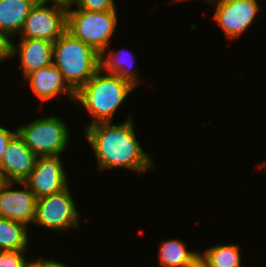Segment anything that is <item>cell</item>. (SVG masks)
<instances>
[{"mask_svg": "<svg viewBox=\"0 0 266 267\" xmlns=\"http://www.w3.org/2000/svg\"><path fill=\"white\" fill-rule=\"evenodd\" d=\"M24 143L38 157L62 156L70 141L67 123L56 115L37 118L16 128Z\"/></svg>", "mask_w": 266, "mask_h": 267, "instance_id": "4", "label": "cell"}, {"mask_svg": "<svg viewBox=\"0 0 266 267\" xmlns=\"http://www.w3.org/2000/svg\"><path fill=\"white\" fill-rule=\"evenodd\" d=\"M62 156L38 157L35 167L23 181L36 199L62 191L68 187V176Z\"/></svg>", "mask_w": 266, "mask_h": 267, "instance_id": "9", "label": "cell"}, {"mask_svg": "<svg viewBox=\"0 0 266 267\" xmlns=\"http://www.w3.org/2000/svg\"><path fill=\"white\" fill-rule=\"evenodd\" d=\"M158 252L163 267H190L199 258V252L188 250L185 242L177 238L161 242Z\"/></svg>", "mask_w": 266, "mask_h": 267, "instance_id": "16", "label": "cell"}, {"mask_svg": "<svg viewBox=\"0 0 266 267\" xmlns=\"http://www.w3.org/2000/svg\"><path fill=\"white\" fill-rule=\"evenodd\" d=\"M24 81L30 84V89L42 102L67 95V99L75 103L76 92L53 63L30 73Z\"/></svg>", "mask_w": 266, "mask_h": 267, "instance_id": "12", "label": "cell"}, {"mask_svg": "<svg viewBox=\"0 0 266 267\" xmlns=\"http://www.w3.org/2000/svg\"><path fill=\"white\" fill-rule=\"evenodd\" d=\"M37 158L17 133L2 155L0 169L8 182H23L35 167Z\"/></svg>", "mask_w": 266, "mask_h": 267, "instance_id": "11", "label": "cell"}, {"mask_svg": "<svg viewBox=\"0 0 266 267\" xmlns=\"http://www.w3.org/2000/svg\"><path fill=\"white\" fill-rule=\"evenodd\" d=\"M37 0H0V33L11 40L20 34L31 8Z\"/></svg>", "mask_w": 266, "mask_h": 267, "instance_id": "15", "label": "cell"}, {"mask_svg": "<svg viewBox=\"0 0 266 267\" xmlns=\"http://www.w3.org/2000/svg\"><path fill=\"white\" fill-rule=\"evenodd\" d=\"M190 267H207L200 258H198Z\"/></svg>", "mask_w": 266, "mask_h": 267, "instance_id": "27", "label": "cell"}, {"mask_svg": "<svg viewBox=\"0 0 266 267\" xmlns=\"http://www.w3.org/2000/svg\"><path fill=\"white\" fill-rule=\"evenodd\" d=\"M67 28V10L63 7L36 2L19 34L20 38L55 42Z\"/></svg>", "mask_w": 266, "mask_h": 267, "instance_id": "7", "label": "cell"}, {"mask_svg": "<svg viewBox=\"0 0 266 267\" xmlns=\"http://www.w3.org/2000/svg\"><path fill=\"white\" fill-rule=\"evenodd\" d=\"M185 1H187V0H185ZM188 1H190V0H188ZM205 1H207L206 3H210V5H211V4H215L217 2H223V1H226V0H205Z\"/></svg>", "mask_w": 266, "mask_h": 267, "instance_id": "28", "label": "cell"}, {"mask_svg": "<svg viewBox=\"0 0 266 267\" xmlns=\"http://www.w3.org/2000/svg\"><path fill=\"white\" fill-rule=\"evenodd\" d=\"M240 251L238 244H216L199 253V258L207 267H242Z\"/></svg>", "mask_w": 266, "mask_h": 267, "instance_id": "18", "label": "cell"}, {"mask_svg": "<svg viewBox=\"0 0 266 267\" xmlns=\"http://www.w3.org/2000/svg\"><path fill=\"white\" fill-rule=\"evenodd\" d=\"M52 63L77 92L100 69V54L66 30L53 43Z\"/></svg>", "mask_w": 266, "mask_h": 267, "instance_id": "3", "label": "cell"}, {"mask_svg": "<svg viewBox=\"0 0 266 267\" xmlns=\"http://www.w3.org/2000/svg\"><path fill=\"white\" fill-rule=\"evenodd\" d=\"M117 25V11L90 12L84 9H67L66 30L99 54L109 47Z\"/></svg>", "mask_w": 266, "mask_h": 267, "instance_id": "5", "label": "cell"}, {"mask_svg": "<svg viewBox=\"0 0 266 267\" xmlns=\"http://www.w3.org/2000/svg\"><path fill=\"white\" fill-rule=\"evenodd\" d=\"M24 189H13L14 185ZM36 197L23 182H7L0 189V217L29 225L34 223Z\"/></svg>", "mask_w": 266, "mask_h": 267, "instance_id": "10", "label": "cell"}, {"mask_svg": "<svg viewBox=\"0 0 266 267\" xmlns=\"http://www.w3.org/2000/svg\"><path fill=\"white\" fill-rule=\"evenodd\" d=\"M25 267H43V258H37L29 261Z\"/></svg>", "mask_w": 266, "mask_h": 267, "instance_id": "25", "label": "cell"}, {"mask_svg": "<svg viewBox=\"0 0 266 267\" xmlns=\"http://www.w3.org/2000/svg\"><path fill=\"white\" fill-rule=\"evenodd\" d=\"M108 49L110 46L100 54V68L109 74L118 75L137 88L142 79L138 78V71L132 68L135 64L133 52L125 48L118 51Z\"/></svg>", "mask_w": 266, "mask_h": 267, "instance_id": "14", "label": "cell"}, {"mask_svg": "<svg viewBox=\"0 0 266 267\" xmlns=\"http://www.w3.org/2000/svg\"><path fill=\"white\" fill-rule=\"evenodd\" d=\"M180 1H184L185 2V0H172V1H170V2H172V3H175V2H180Z\"/></svg>", "mask_w": 266, "mask_h": 267, "instance_id": "30", "label": "cell"}, {"mask_svg": "<svg viewBox=\"0 0 266 267\" xmlns=\"http://www.w3.org/2000/svg\"><path fill=\"white\" fill-rule=\"evenodd\" d=\"M28 226L24 223L0 217V251L27 250Z\"/></svg>", "mask_w": 266, "mask_h": 267, "instance_id": "17", "label": "cell"}, {"mask_svg": "<svg viewBox=\"0 0 266 267\" xmlns=\"http://www.w3.org/2000/svg\"><path fill=\"white\" fill-rule=\"evenodd\" d=\"M26 250L0 251V267H25L27 260Z\"/></svg>", "mask_w": 266, "mask_h": 267, "instance_id": "20", "label": "cell"}, {"mask_svg": "<svg viewBox=\"0 0 266 267\" xmlns=\"http://www.w3.org/2000/svg\"><path fill=\"white\" fill-rule=\"evenodd\" d=\"M7 179L4 176L3 171L0 169V189L7 183Z\"/></svg>", "mask_w": 266, "mask_h": 267, "instance_id": "26", "label": "cell"}, {"mask_svg": "<svg viewBox=\"0 0 266 267\" xmlns=\"http://www.w3.org/2000/svg\"><path fill=\"white\" fill-rule=\"evenodd\" d=\"M12 40L5 34L0 33V61L12 58Z\"/></svg>", "mask_w": 266, "mask_h": 267, "instance_id": "21", "label": "cell"}, {"mask_svg": "<svg viewBox=\"0 0 266 267\" xmlns=\"http://www.w3.org/2000/svg\"><path fill=\"white\" fill-rule=\"evenodd\" d=\"M17 134V129L11 131L0 125V160L5 152L9 141Z\"/></svg>", "mask_w": 266, "mask_h": 267, "instance_id": "22", "label": "cell"}, {"mask_svg": "<svg viewBox=\"0 0 266 267\" xmlns=\"http://www.w3.org/2000/svg\"><path fill=\"white\" fill-rule=\"evenodd\" d=\"M72 196L68 186L60 192L37 199L33 224L57 232L80 227V213Z\"/></svg>", "mask_w": 266, "mask_h": 267, "instance_id": "6", "label": "cell"}, {"mask_svg": "<svg viewBox=\"0 0 266 267\" xmlns=\"http://www.w3.org/2000/svg\"><path fill=\"white\" fill-rule=\"evenodd\" d=\"M211 5L216 10L213 19L230 40L241 36L253 24L261 8L258 0H226Z\"/></svg>", "mask_w": 266, "mask_h": 267, "instance_id": "8", "label": "cell"}, {"mask_svg": "<svg viewBox=\"0 0 266 267\" xmlns=\"http://www.w3.org/2000/svg\"><path fill=\"white\" fill-rule=\"evenodd\" d=\"M43 267H70L63 262H59L55 259L43 258Z\"/></svg>", "mask_w": 266, "mask_h": 267, "instance_id": "24", "label": "cell"}, {"mask_svg": "<svg viewBox=\"0 0 266 267\" xmlns=\"http://www.w3.org/2000/svg\"><path fill=\"white\" fill-rule=\"evenodd\" d=\"M135 88L129 81L118 75L105 73L100 68L76 92L74 104L82 105L92 118L83 127L99 122H112L117 109Z\"/></svg>", "mask_w": 266, "mask_h": 267, "instance_id": "2", "label": "cell"}, {"mask_svg": "<svg viewBox=\"0 0 266 267\" xmlns=\"http://www.w3.org/2000/svg\"><path fill=\"white\" fill-rule=\"evenodd\" d=\"M132 117L128 115L121 124L99 122L83 128L99 171L125 168L139 178L146 170L155 168L154 158L144 151L136 137Z\"/></svg>", "mask_w": 266, "mask_h": 267, "instance_id": "1", "label": "cell"}, {"mask_svg": "<svg viewBox=\"0 0 266 267\" xmlns=\"http://www.w3.org/2000/svg\"><path fill=\"white\" fill-rule=\"evenodd\" d=\"M38 2L49 4L51 1L52 5H57L67 9L73 8L75 0H37Z\"/></svg>", "mask_w": 266, "mask_h": 267, "instance_id": "23", "label": "cell"}, {"mask_svg": "<svg viewBox=\"0 0 266 267\" xmlns=\"http://www.w3.org/2000/svg\"><path fill=\"white\" fill-rule=\"evenodd\" d=\"M115 0H75L76 9L90 12L118 11Z\"/></svg>", "mask_w": 266, "mask_h": 267, "instance_id": "19", "label": "cell"}, {"mask_svg": "<svg viewBox=\"0 0 266 267\" xmlns=\"http://www.w3.org/2000/svg\"><path fill=\"white\" fill-rule=\"evenodd\" d=\"M262 165L264 166V168L266 167V159H265L264 164L258 165L259 169H261L263 167Z\"/></svg>", "mask_w": 266, "mask_h": 267, "instance_id": "29", "label": "cell"}, {"mask_svg": "<svg viewBox=\"0 0 266 267\" xmlns=\"http://www.w3.org/2000/svg\"><path fill=\"white\" fill-rule=\"evenodd\" d=\"M18 39L20 40L17 45L12 42L11 55L19 56L23 79L30 73L52 64L54 42L33 38Z\"/></svg>", "mask_w": 266, "mask_h": 267, "instance_id": "13", "label": "cell"}]
</instances>
